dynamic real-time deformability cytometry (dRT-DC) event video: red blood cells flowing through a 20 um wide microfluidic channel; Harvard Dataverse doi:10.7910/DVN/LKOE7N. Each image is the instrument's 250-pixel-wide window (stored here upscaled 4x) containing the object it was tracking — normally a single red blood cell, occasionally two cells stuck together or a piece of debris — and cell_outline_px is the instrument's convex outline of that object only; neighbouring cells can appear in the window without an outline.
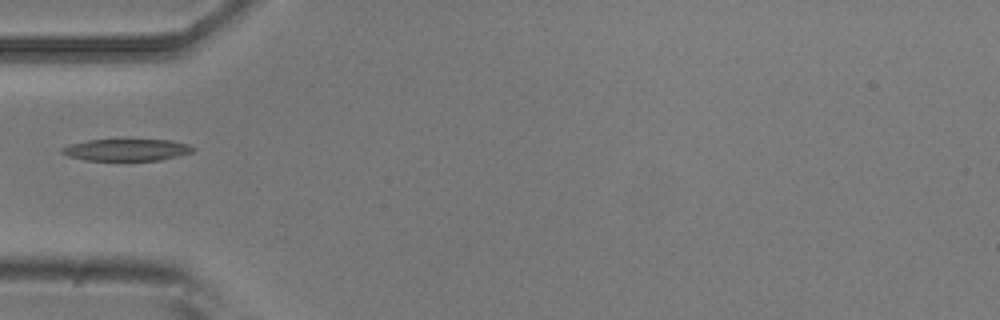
{"species": "common noctule bat (a hibernating species)", "species_latin": "Nyctalus noctula", "temperature_condition": "room temperature", "stored_images_in_passage": 2, "camera_frame_rate_fps": 3000, "um_per_image_px": 0.085, "animal": {"sex": "male", "body_mass_g": 20.5, "forearm_length_mm": 52.5}, "frame": {"image": 1, "passage_image": 2, "time_ms": 0.333, "image_size_px": [1000, 320], "cell_outline_px": [[196, 148], [192, 152], [180, 156], [160, 160], [84, 160], [68, 156], [60, 152], [60, 148], [72, 144], [88, 140], [172, 140], [188, 144]], "centroid_in_image_um": [10.79, 12.74], "position_along_channel_um": 74.2, "area_um2": 16.65}}